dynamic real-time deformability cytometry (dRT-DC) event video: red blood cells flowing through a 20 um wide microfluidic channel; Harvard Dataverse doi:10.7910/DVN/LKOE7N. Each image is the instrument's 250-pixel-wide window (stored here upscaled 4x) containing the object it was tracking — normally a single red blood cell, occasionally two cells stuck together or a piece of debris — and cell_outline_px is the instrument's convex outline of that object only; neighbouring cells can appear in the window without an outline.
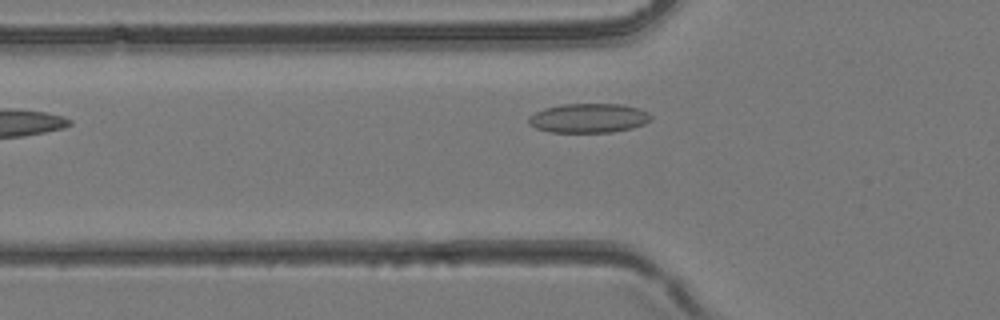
{"species": "common noctule bat (a hibernating species)", "species_latin": "Nyctalus noctula", "temperature_condition": "room temperature", "stored_images_in_passage": 28, "camera_frame_rate_fps": 3000, "um_per_image_px": 0.085, "animal": {"sex": "female", "body_mass_g": 24.6, "forearm_length_mm": 56.2}, "frame": {"image": 1, "passage_image": 2, "time_ms": 0.333, "image_size_px": [1000, 320], "cell_outline_px": [[652, 120], [644, 124], [632, 128], [612, 132], [548, 132], [536, 128], [528, 124], [528, 116], [544, 108], [560, 104], [620, 104], [640, 108], [648, 112], [652, 116]], "centroid_in_image_um": [50.04, 10.04], "position_along_channel_um": 75.8, "area_um2": 21.1}}
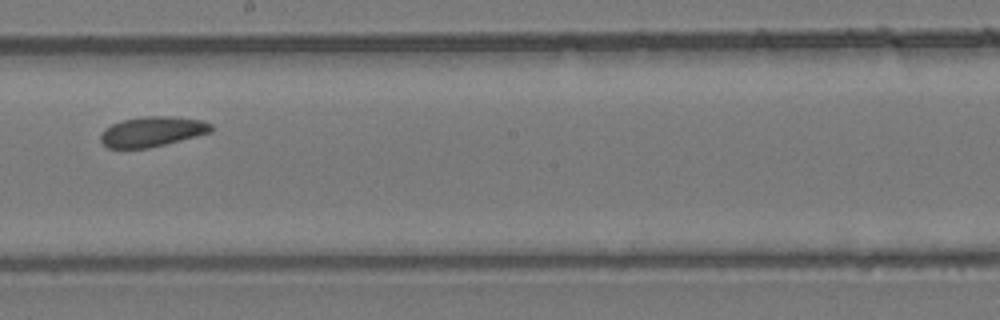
{"frame": {"image": 2, "passage_image": 12, "time_ms": 3.667, "image_size_px": [1000, 320], "cell_outline_px": [[212, 132], [148, 148], [108, 148], [100, 140], [100, 136], [104, 128], [112, 124], [124, 120], [144, 116], [176, 116], [200, 120], [212, 124]], "centroid_in_image_um": [12.93, 11.18], "position_along_channel_um": 235.3, "area_um2": 19.25}}
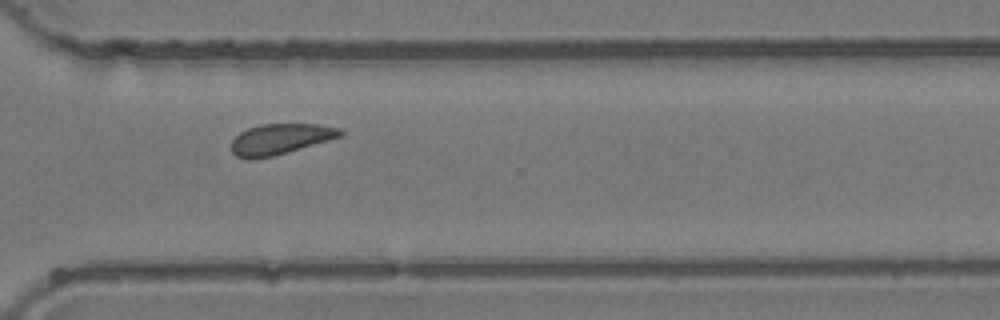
{"frame": {"image": 3, "passage_image": 19, "time_ms": 6.0, "image_size_px": [1000, 320], "cell_outline_px": [[344, 132], [340, 136], [328, 140], [272, 156], [248, 160], [236, 156], [232, 152], [232, 140], [240, 132], [248, 128], [260, 124], [316, 124], [340, 128]], "centroid_in_image_um": [23.78, 11.81], "position_along_channel_um": 346.8, "area_um2": 19.19}}